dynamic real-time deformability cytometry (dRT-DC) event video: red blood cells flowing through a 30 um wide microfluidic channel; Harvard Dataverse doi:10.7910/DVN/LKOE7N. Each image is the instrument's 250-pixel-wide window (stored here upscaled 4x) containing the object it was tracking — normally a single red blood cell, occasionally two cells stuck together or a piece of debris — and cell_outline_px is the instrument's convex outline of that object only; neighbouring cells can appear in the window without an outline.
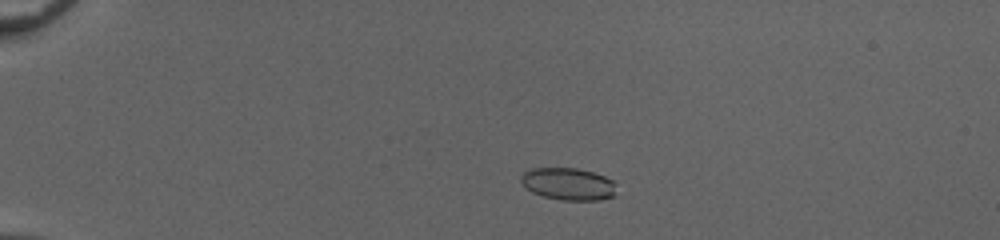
{"species": "common noctule bat (a hibernating species)", "species_latin": "Nyctalus noctula", "temperature_condition": "cold", "stored_images_in_passage": 48, "camera_frame_rate_fps": 3000, "um_per_image_px": 0.085, "animal": {"sex": "female", "body_mass_g": 20.0, "forearm_length_mm": 54.0}, "frame": {"image": 1, "passage_image": 8, "time_ms": 2.333, "image_size_px": [1000, 240], "cell_outline_px": [[616, 196], [600, 200], [560, 200], [544, 196], [532, 192], [520, 180], [520, 176], [524, 172], [532, 168], [576, 168], [592, 172], [604, 176], [612, 180], [616, 184]], "centroid_in_image_um": [48.34, 15.64], "position_along_channel_um": 36.7, "area_um2": 17.98}}
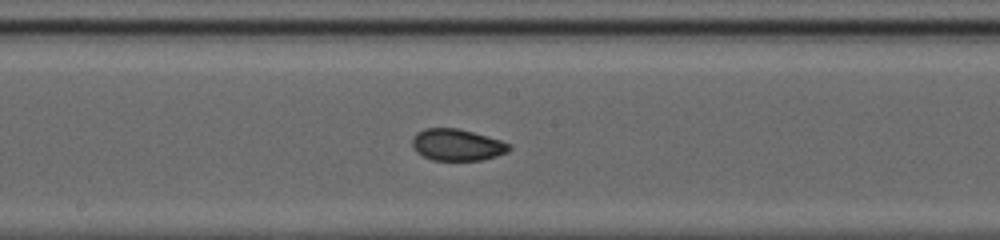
{"frame": {"image": 2, "passage_image": 26, "time_ms": 8.333, "image_size_px": [1000, 240], "cell_outline_px": [[512, 148], [508, 152], [484, 160], [432, 160], [416, 152], [412, 144], [412, 140], [416, 132], [424, 128], [460, 128], [500, 140], [508, 144]], "centroid_in_image_um": [38.84, 12.31], "position_along_channel_um": 209.4, "area_um2": 17.92}}
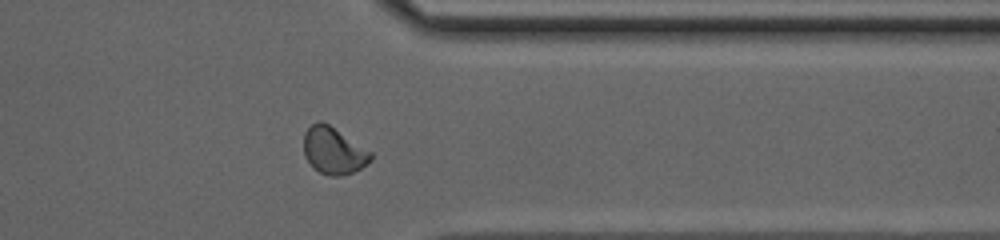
{"frame": {"image": 3, "passage_image": 39, "time_ms": 12.667, "image_size_px": [1000, 240], "cell_outline_px": [[372, 160], [360, 168], [352, 172], [340, 176], [328, 176], [312, 168], [304, 156], [304, 132], [316, 120], [320, 120], [328, 124], [372, 152]], "centroid_in_image_um": [28.32, 12.81], "position_along_channel_um": 383.1, "area_um2": 18.32}, "authors_computed_cell_mechanics": {"area_um2": 17.8891, "velocity_mm_per_s": 4.0704, "shape_relaxation_time_tau1_ms": null, "shape_relaxation_time_tau2_ms": 1.1969, "deformation_change_tau1": null, "deformation_change_tau2": 0.0509}}